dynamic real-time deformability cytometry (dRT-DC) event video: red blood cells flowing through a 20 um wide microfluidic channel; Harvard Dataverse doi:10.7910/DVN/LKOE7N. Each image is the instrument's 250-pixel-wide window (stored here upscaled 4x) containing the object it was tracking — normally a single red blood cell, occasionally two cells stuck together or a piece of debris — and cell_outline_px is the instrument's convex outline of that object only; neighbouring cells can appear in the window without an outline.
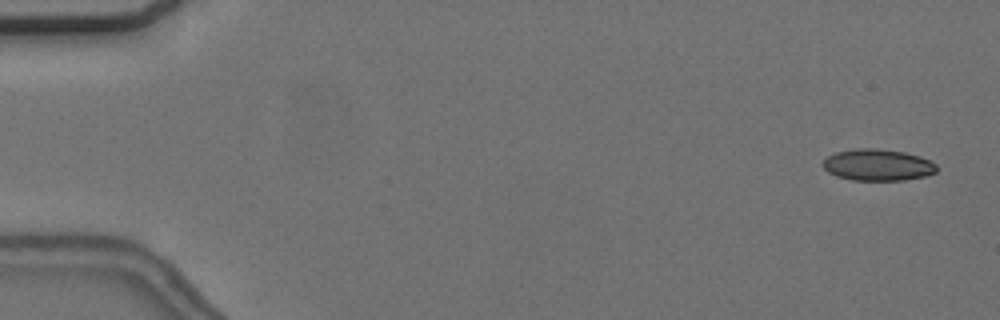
{"species": "common noctule bat (a hibernating species)", "species_latin": "Nyctalus noctula", "temperature_condition": "cold", "stored_images_in_passage": 56, "camera_frame_rate_fps": 3000, "um_per_image_px": 0.085, "animal": {"sex": "female", "body_mass_g": 24.6, "forearm_length_mm": 56.2}, "frame": {"image": 1, "passage_image": 3, "time_ms": 0.667, "image_size_px": [1000, 320], "cell_outline_px": [[936, 172], [924, 176], [904, 180], [852, 180], [836, 176], [828, 172], [820, 164], [828, 156], [836, 152], [856, 148], [876, 148], [904, 152], [920, 156], [936, 164]], "centroid_in_image_um": [74.57, 14.01], "position_along_channel_um": 10.4, "area_um2": 20.92}}
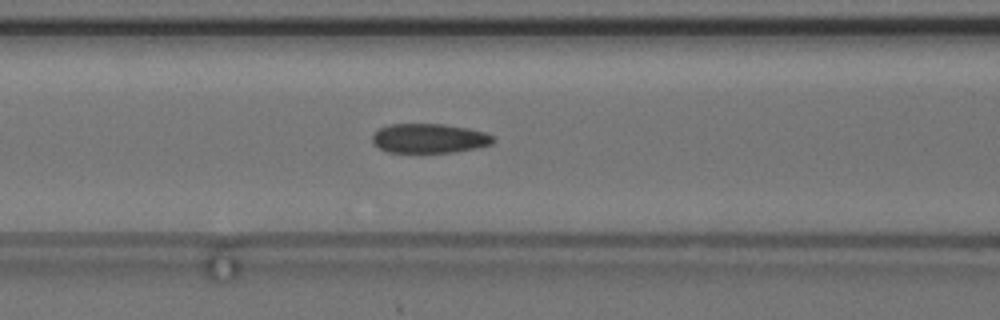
{"frame": {"image": 2, "passage_image": 24, "time_ms": 7.667, "image_size_px": [1000, 320], "cell_outline_px": [[496, 140], [492, 144], [476, 148], [456, 152], [388, 152], [372, 144], [372, 136], [380, 128], [388, 124], [444, 124], [468, 128], [484, 132], [492, 136]], "centroid_in_image_um": [36.49, 11.76], "position_along_channel_um": 130.1, "area_um2": 20.75}}
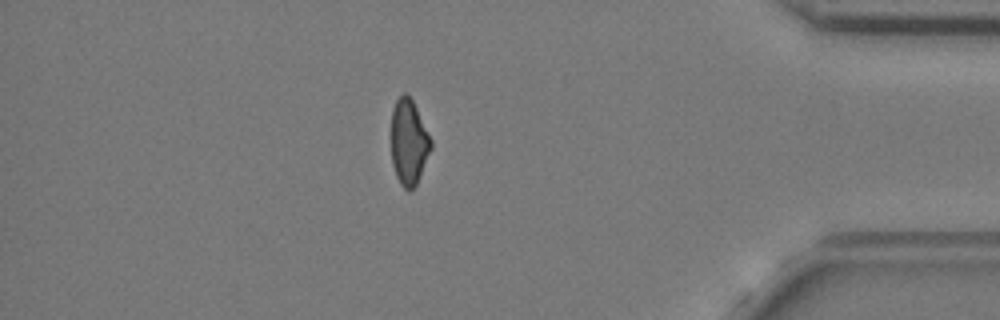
{"frame": {"image": 3, "passage_image": 49, "time_ms": 16.0, "image_size_px": [1000, 320], "cell_outline_px": [[432, 148], [416, 184], [408, 192], [400, 184], [396, 176], [392, 164], [392, 108], [396, 100], [404, 92], [408, 92], [432, 140]], "centroid_in_image_um": [34.74, 12.07], "position_along_channel_um": 400.5, "area_um2": 19.71}, "authors_computed_cell_mechanics": {"area_um2": 21.2704, "velocity_mm_per_s": 3.7055, "shape_relaxation_time_tau1_ms": 9.4058, "shape_relaxation_time_tau2_ms": 4.1922, "deformation_change_tau1": 0.1567, "deformation_change_tau2": 0.1091}}